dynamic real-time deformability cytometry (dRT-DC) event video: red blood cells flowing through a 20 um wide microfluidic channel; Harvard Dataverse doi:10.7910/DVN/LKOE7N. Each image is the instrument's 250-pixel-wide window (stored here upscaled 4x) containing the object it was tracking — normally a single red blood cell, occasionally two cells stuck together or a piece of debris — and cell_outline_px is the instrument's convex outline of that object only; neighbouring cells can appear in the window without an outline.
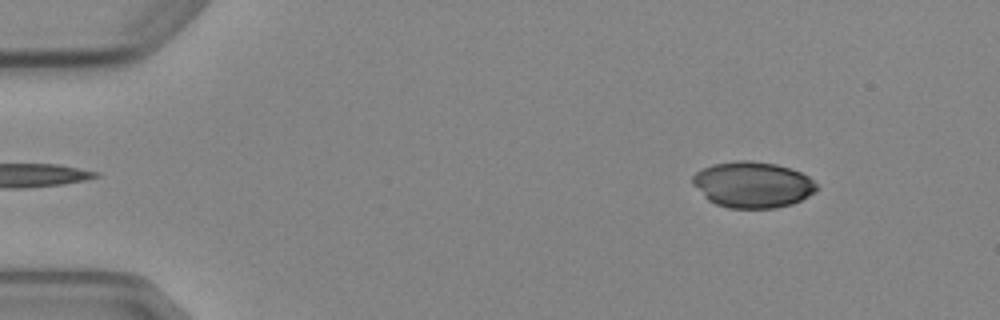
{"species": "Egyptian fruit bat (a non-hibernating species)", "species_latin": "Rousettus aegyptiacus", "temperature_condition": "cold", "stored_images_in_passage": 4, "segment_of_instrument_passage": [2, 2], "camera_frame_rate_fps": 3000, "um_per_image_px": 0.085, "animal": {"sex": "female"}, "frame": {"image": 1, "passage_image": 4, "time_ms": 4.333, "image_size_px": [1000, 320], "cell_outline_px": [[816, 192], [792, 204], [776, 208], [728, 208], [716, 204], [708, 200], [692, 184], [692, 176], [696, 172], [712, 164], [736, 160], [752, 160], [776, 164], [792, 168], [808, 176], [816, 184]], "centroid_in_image_um": [63.96, 15.69], "position_along_channel_um": 21.0, "area_um2": 33.41}}